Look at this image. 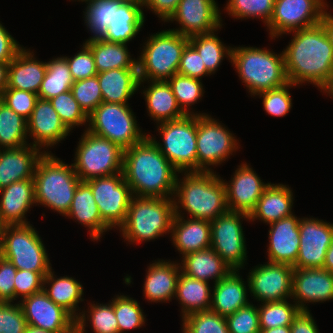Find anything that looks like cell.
<instances>
[{
  "mask_svg": "<svg viewBox=\"0 0 333 333\" xmlns=\"http://www.w3.org/2000/svg\"><path fill=\"white\" fill-rule=\"evenodd\" d=\"M293 33L283 51L288 82H307L322 89L333 73V45L324 26L320 22Z\"/></svg>",
  "mask_w": 333,
  "mask_h": 333,
  "instance_id": "cell-1",
  "label": "cell"
},
{
  "mask_svg": "<svg viewBox=\"0 0 333 333\" xmlns=\"http://www.w3.org/2000/svg\"><path fill=\"white\" fill-rule=\"evenodd\" d=\"M123 175L133 196L173 198L177 170L147 136L123 153Z\"/></svg>",
  "mask_w": 333,
  "mask_h": 333,
  "instance_id": "cell-2",
  "label": "cell"
},
{
  "mask_svg": "<svg viewBox=\"0 0 333 333\" xmlns=\"http://www.w3.org/2000/svg\"><path fill=\"white\" fill-rule=\"evenodd\" d=\"M174 198L175 215L183 208L192 219L212 221L228 211L223 179L214 171L184 172L180 181L177 175Z\"/></svg>",
  "mask_w": 333,
  "mask_h": 333,
  "instance_id": "cell-3",
  "label": "cell"
},
{
  "mask_svg": "<svg viewBox=\"0 0 333 333\" xmlns=\"http://www.w3.org/2000/svg\"><path fill=\"white\" fill-rule=\"evenodd\" d=\"M33 179L35 203L65 216L81 182L73 165L65 164L48 151L44 152L36 164Z\"/></svg>",
  "mask_w": 333,
  "mask_h": 333,
  "instance_id": "cell-4",
  "label": "cell"
},
{
  "mask_svg": "<svg viewBox=\"0 0 333 333\" xmlns=\"http://www.w3.org/2000/svg\"><path fill=\"white\" fill-rule=\"evenodd\" d=\"M230 61L251 96L288 83L283 51L240 46L232 48Z\"/></svg>",
  "mask_w": 333,
  "mask_h": 333,
  "instance_id": "cell-5",
  "label": "cell"
},
{
  "mask_svg": "<svg viewBox=\"0 0 333 333\" xmlns=\"http://www.w3.org/2000/svg\"><path fill=\"white\" fill-rule=\"evenodd\" d=\"M174 216L173 198L133 196L119 230L131 244L154 240L171 233Z\"/></svg>",
  "mask_w": 333,
  "mask_h": 333,
  "instance_id": "cell-6",
  "label": "cell"
},
{
  "mask_svg": "<svg viewBox=\"0 0 333 333\" xmlns=\"http://www.w3.org/2000/svg\"><path fill=\"white\" fill-rule=\"evenodd\" d=\"M188 44V37L171 29L148 37L137 59L139 88L144 81H167L177 74L182 53Z\"/></svg>",
  "mask_w": 333,
  "mask_h": 333,
  "instance_id": "cell-7",
  "label": "cell"
},
{
  "mask_svg": "<svg viewBox=\"0 0 333 333\" xmlns=\"http://www.w3.org/2000/svg\"><path fill=\"white\" fill-rule=\"evenodd\" d=\"M163 144L151 135L160 152L179 173L197 172V115H186L177 120L157 124Z\"/></svg>",
  "mask_w": 333,
  "mask_h": 333,
  "instance_id": "cell-8",
  "label": "cell"
},
{
  "mask_svg": "<svg viewBox=\"0 0 333 333\" xmlns=\"http://www.w3.org/2000/svg\"><path fill=\"white\" fill-rule=\"evenodd\" d=\"M128 105L102 102L88 115L86 130L123 150L142 142L148 135L137 126L136 116Z\"/></svg>",
  "mask_w": 333,
  "mask_h": 333,
  "instance_id": "cell-9",
  "label": "cell"
},
{
  "mask_svg": "<svg viewBox=\"0 0 333 333\" xmlns=\"http://www.w3.org/2000/svg\"><path fill=\"white\" fill-rule=\"evenodd\" d=\"M78 143L72 165L81 181L122 173L124 150L118 145L86 129Z\"/></svg>",
  "mask_w": 333,
  "mask_h": 333,
  "instance_id": "cell-10",
  "label": "cell"
},
{
  "mask_svg": "<svg viewBox=\"0 0 333 333\" xmlns=\"http://www.w3.org/2000/svg\"><path fill=\"white\" fill-rule=\"evenodd\" d=\"M0 255L18 270L49 272L52 268L43 241L32 224L5 225Z\"/></svg>",
  "mask_w": 333,
  "mask_h": 333,
  "instance_id": "cell-11",
  "label": "cell"
},
{
  "mask_svg": "<svg viewBox=\"0 0 333 333\" xmlns=\"http://www.w3.org/2000/svg\"><path fill=\"white\" fill-rule=\"evenodd\" d=\"M236 137L208 114L197 115V172L212 171L211 167L226 161L239 145Z\"/></svg>",
  "mask_w": 333,
  "mask_h": 333,
  "instance_id": "cell-12",
  "label": "cell"
},
{
  "mask_svg": "<svg viewBox=\"0 0 333 333\" xmlns=\"http://www.w3.org/2000/svg\"><path fill=\"white\" fill-rule=\"evenodd\" d=\"M242 218L249 221L248 214L228 210L210 221L211 248L232 270L242 269L247 259Z\"/></svg>",
  "mask_w": 333,
  "mask_h": 333,
  "instance_id": "cell-13",
  "label": "cell"
},
{
  "mask_svg": "<svg viewBox=\"0 0 333 333\" xmlns=\"http://www.w3.org/2000/svg\"><path fill=\"white\" fill-rule=\"evenodd\" d=\"M92 190L102 220L112 229L124 223L133 197L123 172L85 181Z\"/></svg>",
  "mask_w": 333,
  "mask_h": 333,
  "instance_id": "cell-14",
  "label": "cell"
},
{
  "mask_svg": "<svg viewBox=\"0 0 333 333\" xmlns=\"http://www.w3.org/2000/svg\"><path fill=\"white\" fill-rule=\"evenodd\" d=\"M326 3L324 0H275L272 16L266 25L270 37L278 38L320 23L328 9Z\"/></svg>",
  "mask_w": 333,
  "mask_h": 333,
  "instance_id": "cell-15",
  "label": "cell"
},
{
  "mask_svg": "<svg viewBox=\"0 0 333 333\" xmlns=\"http://www.w3.org/2000/svg\"><path fill=\"white\" fill-rule=\"evenodd\" d=\"M250 271L247 287L257 301L265 303L291 298L293 266L267 262Z\"/></svg>",
  "mask_w": 333,
  "mask_h": 333,
  "instance_id": "cell-16",
  "label": "cell"
},
{
  "mask_svg": "<svg viewBox=\"0 0 333 333\" xmlns=\"http://www.w3.org/2000/svg\"><path fill=\"white\" fill-rule=\"evenodd\" d=\"M300 246L294 269L323 268L333 241V223L315 218H300Z\"/></svg>",
  "mask_w": 333,
  "mask_h": 333,
  "instance_id": "cell-17",
  "label": "cell"
},
{
  "mask_svg": "<svg viewBox=\"0 0 333 333\" xmlns=\"http://www.w3.org/2000/svg\"><path fill=\"white\" fill-rule=\"evenodd\" d=\"M19 302L27 325L53 333H76V319L56 305L43 290Z\"/></svg>",
  "mask_w": 333,
  "mask_h": 333,
  "instance_id": "cell-18",
  "label": "cell"
},
{
  "mask_svg": "<svg viewBox=\"0 0 333 333\" xmlns=\"http://www.w3.org/2000/svg\"><path fill=\"white\" fill-rule=\"evenodd\" d=\"M220 15L215 0H180L175 13L167 22L176 21L180 28L171 30L189 38L221 29Z\"/></svg>",
  "mask_w": 333,
  "mask_h": 333,
  "instance_id": "cell-19",
  "label": "cell"
},
{
  "mask_svg": "<svg viewBox=\"0 0 333 333\" xmlns=\"http://www.w3.org/2000/svg\"><path fill=\"white\" fill-rule=\"evenodd\" d=\"M238 167L231 181H229L230 184L223 180L226 189L227 207L229 211L250 215L270 183L262 182L249 164L243 162Z\"/></svg>",
  "mask_w": 333,
  "mask_h": 333,
  "instance_id": "cell-20",
  "label": "cell"
},
{
  "mask_svg": "<svg viewBox=\"0 0 333 333\" xmlns=\"http://www.w3.org/2000/svg\"><path fill=\"white\" fill-rule=\"evenodd\" d=\"M291 298L301 311H308L306 303L333 300L331 272L323 268L294 269Z\"/></svg>",
  "mask_w": 333,
  "mask_h": 333,
  "instance_id": "cell-21",
  "label": "cell"
},
{
  "mask_svg": "<svg viewBox=\"0 0 333 333\" xmlns=\"http://www.w3.org/2000/svg\"><path fill=\"white\" fill-rule=\"evenodd\" d=\"M27 132L28 136L33 137L32 145L41 149L64 140L70 130L61 121L51 102L39 98L27 120Z\"/></svg>",
  "mask_w": 333,
  "mask_h": 333,
  "instance_id": "cell-22",
  "label": "cell"
},
{
  "mask_svg": "<svg viewBox=\"0 0 333 333\" xmlns=\"http://www.w3.org/2000/svg\"><path fill=\"white\" fill-rule=\"evenodd\" d=\"M299 221L292 214L269 224L268 262L295 264L300 246Z\"/></svg>",
  "mask_w": 333,
  "mask_h": 333,
  "instance_id": "cell-23",
  "label": "cell"
},
{
  "mask_svg": "<svg viewBox=\"0 0 333 333\" xmlns=\"http://www.w3.org/2000/svg\"><path fill=\"white\" fill-rule=\"evenodd\" d=\"M0 217L5 225H26L25 215L35 203L34 179H24L0 189Z\"/></svg>",
  "mask_w": 333,
  "mask_h": 333,
  "instance_id": "cell-24",
  "label": "cell"
},
{
  "mask_svg": "<svg viewBox=\"0 0 333 333\" xmlns=\"http://www.w3.org/2000/svg\"><path fill=\"white\" fill-rule=\"evenodd\" d=\"M27 144L20 148L2 149L0 153V189L11 183L34 177L36 164L46 152Z\"/></svg>",
  "mask_w": 333,
  "mask_h": 333,
  "instance_id": "cell-25",
  "label": "cell"
},
{
  "mask_svg": "<svg viewBox=\"0 0 333 333\" xmlns=\"http://www.w3.org/2000/svg\"><path fill=\"white\" fill-rule=\"evenodd\" d=\"M171 239L182 257L191 252H197L211 247V224L208 220L184 219L182 215H175Z\"/></svg>",
  "mask_w": 333,
  "mask_h": 333,
  "instance_id": "cell-26",
  "label": "cell"
},
{
  "mask_svg": "<svg viewBox=\"0 0 333 333\" xmlns=\"http://www.w3.org/2000/svg\"><path fill=\"white\" fill-rule=\"evenodd\" d=\"M144 282L145 299L151 302H169L175 297L178 278L180 276V263L169 260H155L147 267Z\"/></svg>",
  "mask_w": 333,
  "mask_h": 333,
  "instance_id": "cell-27",
  "label": "cell"
},
{
  "mask_svg": "<svg viewBox=\"0 0 333 333\" xmlns=\"http://www.w3.org/2000/svg\"><path fill=\"white\" fill-rule=\"evenodd\" d=\"M30 49L24 47L9 63L8 85L6 88L29 91L38 94L44 80L47 62L38 61Z\"/></svg>",
  "mask_w": 333,
  "mask_h": 333,
  "instance_id": "cell-28",
  "label": "cell"
},
{
  "mask_svg": "<svg viewBox=\"0 0 333 333\" xmlns=\"http://www.w3.org/2000/svg\"><path fill=\"white\" fill-rule=\"evenodd\" d=\"M243 280L239 270H232L214 284L210 310L226 318L238 309L249 305L247 285Z\"/></svg>",
  "mask_w": 333,
  "mask_h": 333,
  "instance_id": "cell-29",
  "label": "cell"
},
{
  "mask_svg": "<svg viewBox=\"0 0 333 333\" xmlns=\"http://www.w3.org/2000/svg\"><path fill=\"white\" fill-rule=\"evenodd\" d=\"M88 227L90 237L99 240L111 228L102 220L91 187L81 181L75 190L69 211L65 215Z\"/></svg>",
  "mask_w": 333,
  "mask_h": 333,
  "instance_id": "cell-30",
  "label": "cell"
},
{
  "mask_svg": "<svg viewBox=\"0 0 333 333\" xmlns=\"http://www.w3.org/2000/svg\"><path fill=\"white\" fill-rule=\"evenodd\" d=\"M288 185L271 184L264 190L249 221L261 220L270 224L292 215L293 192Z\"/></svg>",
  "mask_w": 333,
  "mask_h": 333,
  "instance_id": "cell-31",
  "label": "cell"
},
{
  "mask_svg": "<svg viewBox=\"0 0 333 333\" xmlns=\"http://www.w3.org/2000/svg\"><path fill=\"white\" fill-rule=\"evenodd\" d=\"M142 7V1L121 3L102 39L122 44L130 42L144 25L145 15Z\"/></svg>",
  "mask_w": 333,
  "mask_h": 333,
  "instance_id": "cell-32",
  "label": "cell"
},
{
  "mask_svg": "<svg viewBox=\"0 0 333 333\" xmlns=\"http://www.w3.org/2000/svg\"><path fill=\"white\" fill-rule=\"evenodd\" d=\"M181 264L183 274L208 283L214 279V284L232 271L211 247L186 254Z\"/></svg>",
  "mask_w": 333,
  "mask_h": 333,
  "instance_id": "cell-33",
  "label": "cell"
},
{
  "mask_svg": "<svg viewBox=\"0 0 333 333\" xmlns=\"http://www.w3.org/2000/svg\"><path fill=\"white\" fill-rule=\"evenodd\" d=\"M103 102L128 104L139 89L138 69H113L97 74Z\"/></svg>",
  "mask_w": 333,
  "mask_h": 333,
  "instance_id": "cell-34",
  "label": "cell"
},
{
  "mask_svg": "<svg viewBox=\"0 0 333 333\" xmlns=\"http://www.w3.org/2000/svg\"><path fill=\"white\" fill-rule=\"evenodd\" d=\"M143 90L149 116L158 124L186 116L167 81H150Z\"/></svg>",
  "mask_w": 333,
  "mask_h": 333,
  "instance_id": "cell-35",
  "label": "cell"
},
{
  "mask_svg": "<svg viewBox=\"0 0 333 333\" xmlns=\"http://www.w3.org/2000/svg\"><path fill=\"white\" fill-rule=\"evenodd\" d=\"M52 268L44 277L43 291L56 304L68 311L75 319L80 316L78 304L82 302L83 287L74 277H55ZM50 287L47 289L46 285ZM78 308V309H77Z\"/></svg>",
  "mask_w": 333,
  "mask_h": 333,
  "instance_id": "cell-36",
  "label": "cell"
},
{
  "mask_svg": "<svg viewBox=\"0 0 333 333\" xmlns=\"http://www.w3.org/2000/svg\"><path fill=\"white\" fill-rule=\"evenodd\" d=\"M85 44L93 53L98 73L113 69H138L137 60L130 56L127 44L103 39L86 40Z\"/></svg>",
  "mask_w": 333,
  "mask_h": 333,
  "instance_id": "cell-37",
  "label": "cell"
},
{
  "mask_svg": "<svg viewBox=\"0 0 333 333\" xmlns=\"http://www.w3.org/2000/svg\"><path fill=\"white\" fill-rule=\"evenodd\" d=\"M208 282L192 278L180 272L175 297L181 304L182 319L197 311L210 310L212 290Z\"/></svg>",
  "mask_w": 333,
  "mask_h": 333,
  "instance_id": "cell-38",
  "label": "cell"
},
{
  "mask_svg": "<svg viewBox=\"0 0 333 333\" xmlns=\"http://www.w3.org/2000/svg\"><path fill=\"white\" fill-rule=\"evenodd\" d=\"M74 83L66 59L62 56L47 62L44 80L38 91V97L44 100L58 96L60 93L71 90Z\"/></svg>",
  "mask_w": 333,
  "mask_h": 333,
  "instance_id": "cell-39",
  "label": "cell"
},
{
  "mask_svg": "<svg viewBox=\"0 0 333 333\" xmlns=\"http://www.w3.org/2000/svg\"><path fill=\"white\" fill-rule=\"evenodd\" d=\"M216 31L189 37V44L197 51L206 70L214 74L224 57L231 59L232 47H227L218 38Z\"/></svg>",
  "mask_w": 333,
  "mask_h": 333,
  "instance_id": "cell-40",
  "label": "cell"
},
{
  "mask_svg": "<svg viewBox=\"0 0 333 333\" xmlns=\"http://www.w3.org/2000/svg\"><path fill=\"white\" fill-rule=\"evenodd\" d=\"M27 120L0 103V148H20L28 144Z\"/></svg>",
  "mask_w": 333,
  "mask_h": 333,
  "instance_id": "cell-41",
  "label": "cell"
},
{
  "mask_svg": "<svg viewBox=\"0 0 333 333\" xmlns=\"http://www.w3.org/2000/svg\"><path fill=\"white\" fill-rule=\"evenodd\" d=\"M85 2L84 17L87 28L93 36L87 40L102 39L107 33V28L112 22L115 11H117L121 2L111 0H78Z\"/></svg>",
  "mask_w": 333,
  "mask_h": 333,
  "instance_id": "cell-42",
  "label": "cell"
},
{
  "mask_svg": "<svg viewBox=\"0 0 333 333\" xmlns=\"http://www.w3.org/2000/svg\"><path fill=\"white\" fill-rule=\"evenodd\" d=\"M87 311L79 312L76 319V333H85L86 319L90 322L94 333H119L118 321L113 307V300L108 304H91ZM87 316H86V315Z\"/></svg>",
  "mask_w": 333,
  "mask_h": 333,
  "instance_id": "cell-43",
  "label": "cell"
},
{
  "mask_svg": "<svg viewBox=\"0 0 333 333\" xmlns=\"http://www.w3.org/2000/svg\"><path fill=\"white\" fill-rule=\"evenodd\" d=\"M179 106L186 115H206V113H194L189 106L194 105L204 94L203 84L200 79L191 78L181 74H175L167 80ZM189 107V108H188Z\"/></svg>",
  "mask_w": 333,
  "mask_h": 333,
  "instance_id": "cell-44",
  "label": "cell"
},
{
  "mask_svg": "<svg viewBox=\"0 0 333 333\" xmlns=\"http://www.w3.org/2000/svg\"><path fill=\"white\" fill-rule=\"evenodd\" d=\"M258 306L260 329L290 326L301 311L288 300L265 302Z\"/></svg>",
  "mask_w": 333,
  "mask_h": 333,
  "instance_id": "cell-45",
  "label": "cell"
},
{
  "mask_svg": "<svg viewBox=\"0 0 333 333\" xmlns=\"http://www.w3.org/2000/svg\"><path fill=\"white\" fill-rule=\"evenodd\" d=\"M113 299V307L118 321L119 333L124 331L139 329L145 324V315L138 301L126 296L117 295Z\"/></svg>",
  "mask_w": 333,
  "mask_h": 333,
  "instance_id": "cell-46",
  "label": "cell"
},
{
  "mask_svg": "<svg viewBox=\"0 0 333 333\" xmlns=\"http://www.w3.org/2000/svg\"><path fill=\"white\" fill-rule=\"evenodd\" d=\"M182 322V333H230L226 318L211 310L191 313Z\"/></svg>",
  "mask_w": 333,
  "mask_h": 333,
  "instance_id": "cell-47",
  "label": "cell"
},
{
  "mask_svg": "<svg viewBox=\"0 0 333 333\" xmlns=\"http://www.w3.org/2000/svg\"><path fill=\"white\" fill-rule=\"evenodd\" d=\"M275 0H229L226 4L228 15L238 18H261L265 25L273 13Z\"/></svg>",
  "mask_w": 333,
  "mask_h": 333,
  "instance_id": "cell-48",
  "label": "cell"
},
{
  "mask_svg": "<svg viewBox=\"0 0 333 333\" xmlns=\"http://www.w3.org/2000/svg\"><path fill=\"white\" fill-rule=\"evenodd\" d=\"M60 116L61 121L71 131L75 126L85 125L88 122V115L83 111L78 102L74 99L71 90L60 93L49 100Z\"/></svg>",
  "mask_w": 333,
  "mask_h": 333,
  "instance_id": "cell-49",
  "label": "cell"
},
{
  "mask_svg": "<svg viewBox=\"0 0 333 333\" xmlns=\"http://www.w3.org/2000/svg\"><path fill=\"white\" fill-rule=\"evenodd\" d=\"M71 91L74 99L87 115L103 102L97 75L75 81L71 87Z\"/></svg>",
  "mask_w": 333,
  "mask_h": 333,
  "instance_id": "cell-50",
  "label": "cell"
},
{
  "mask_svg": "<svg viewBox=\"0 0 333 333\" xmlns=\"http://www.w3.org/2000/svg\"><path fill=\"white\" fill-rule=\"evenodd\" d=\"M295 86V84L288 82L281 87L257 94L263 98L264 110L269 115L275 117L286 116L292 108V98L289 88Z\"/></svg>",
  "mask_w": 333,
  "mask_h": 333,
  "instance_id": "cell-51",
  "label": "cell"
},
{
  "mask_svg": "<svg viewBox=\"0 0 333 333\" xmlns=\"http://www.w3.org/2000/svg\"><path fill=\"white\" fill-rule=\"evenodd\" d=\"M230 333H259L260 322L258 307L249 304L226 317Z\"/></svg>",
  "mask_w": 333,
  "mask_h": 333,
  "instance_id": "cell-52",
  "label": "cell"
},
{
  "mask_svg": "<svg viewBox=\"0 0 333 333\" xmlns=\"http://www.w3.org/2000/svg\"><path fill=\"white\" fill-rule=\"evenodd\" d=\"M1 96L4 104L26 120L30 118L39 99L36 93L15 88H5Z\"/></svg>",
  "mask_w": 333,
  "mask_h": 333,
  "instance_id": "cell-53",
  "label": "cell"
},
{
  "mask_svg": "<svg viewBox=\"0 0 333 333\" xmlns=\"http://www.w3.org/2000/svg\"><path fill=\"white\" fill-rule=\"evenodd\" d=\"M26 327L20 303L0 301V333H24Z\"/></svg>",
  "mask_w": 333,
  "mask_h": 333,
  "instance_id": "cell-54",
  "label": "cell"
},
{
  "mask_svg": "<svg viewBox=\"0 0 333 333\" xmlns=\"http://www.w3.org/2000/svg\"><path fill=\"white\" fill-rule=\"evenodd\" d=\"M63 57L68 63L74 82L87 79L98 74L93 53L85 43H83L81 51L74 55V57Z\"/></svg>",
  "mask_w": 333,
  "mask_h": 333,
  "instance_id": "cell-55",
  "label": "cell"
},
{
  "mask_svg": "<svg viewBox=\"0 0 333 333\" xmlns=\"http://www.w3.org/2000/svg\"><path fill=\"white\" fill-rule=\"evenodd\" d=\"M49 272H33L30 270H18L14 282V301L39 293L43 290L44 277Z\"/></svg>",
  "mask_w": 333,
  "mask_h": 333,
  "instance_id": "cell-56",
  "label": "cell"
},
{
  "mask_svg": "<svg viewBox=\"0 0 333 333\" xmlns=\"http://www.w3.org/2000/svg\"><path fill=\"white\" fill-rule=\"evenodd\" d=\"M178 74L189 76L191 78H197L200 80L202 76L211 75L206 70L203 61L201 60V56H199L197 51L190 44L185 47L182 53L178 67Z\"/></svg>",
  "mask_w": 333,
  "mask_h": 333,
  "instance_id": "cell-57",
  "label": "cell"
},
{
  "mask_svg": "<svg viewBox=\"0 0 333 333\" xmlns=\"http://www.w3.org/2000/svg\"><path fill=\"white\" fill-rule=\"evenodd\" d=\"M17 268L0 255V301H14V282Z\"/></svg>",
  "mask_w": 333,
  "mask_h": 333,
  "instance_id": "cell-58",
  "label": "cell"
},
{
  "mask_svg": "<svg viewBox=\"0 0 333 333\" xmlns=\"http://www.w3.org/2000/svg\"><path fill=\"white\" fill-rule=\"evenodd\" d=\"M22 48L0 23V63H10Z\"/></svg>",
  "mask_w": 333,
  "mask_h": 333,
  "instance_id": "cell-59",
  "label": "cell"
},
{
  "mask_svg": "<svg viewBox=\"0 0 333 333\" xmlns=\"http://www.w3.org/2000/svg\"><path fill=\"white\" fill-rule=\"evenodd\" d=\"M180 0H142L143 6L158 15L162 21H168L175 13Z\"/></svg>",
  "mask_w": 333,
  "mask_h": 333,
  "instance_id": "cell-60",
  "label": "cell"
},
{
  "mask_svg": "<svg viewBox=\"0 0 333 333\" xmlns=\"http://www.w3.org/2000/svg\"><path fill=\"white\" fill-rule=\"evenodd\" d=\"M309 311L299 312L290 325L291 333H319L317 324Z\"/></svg>",
  "mask_w": 333,
  "mask_h": 333,
  "instance_id": "cell-61",
  "label": "cell"
},
{
  "mask_svg": "<svg viewBox=\"0 0 333 333\" xmlns=\"http://www.w3.org/2000/svg\"><path fill=\"white\" fill-rule=\"evenodd\" d=\"M321 23L330 38L331 44L333 45V15L326 11L323 15Z\"/></svg>",
  "mask_w": 333,
  "mask_h": 333,
  "instance_id": "cell-62",
  "label": "cell"
},
{
  "mask_svg": "<svg viewBox=\"0 0 333 333\" xmlns=\"http://www.w3.org/2000/svg\"><path fill=\"white\" fill-rule=\"evenodd\" d=\"M8 67L9 63H0V94L8 85Z\"/></svg>",
  "mask_w": 333,
  "mask_h": 333,
  "instance_id": "cell-63",
  "label": "cell"
},
{
  "mask_svg": "<svg viewBox=\"0 0 333 333\" xmlns=\"http://www.w3.org/2000/svg\"><path fill=\"white\" fill-rule=\"evenodd\" d=\"M323 269H326L327 271L330 272L333 270V241L326 252Z\"/></svg>",
  "mask_w": 333,
  "mask_h": 333,
  "instance_id": "cell-64",
  "label": "cell"
},
{
  "mask_svg": "<svg viewBox=\"0 0 333 333\" xmlns=\"http://www.w3.org/2000/svg\"><path fill=\"white\" fill-rule=\"evenodd\" d=\"M259 333H291L290 326H279L270 329H261Z\"/></svg>",
  "mask_w": 333,
  "mask_h": 333,
  "instance_id": "cell-65",
  "label": "cell"
},
{
  "mask_svg": "<svg viewBox=\"0 0 333 333\" xmlns=\"http://www.w3.org/2000/svg\"><path fill=\"white\" fill-rule=\"evenodd\" d=\"M327 93V95L329 94V96L331 95V97L333 98V73L330 75L328 81L326 82L325 86L321 89Z\"/></svg>",
  "mask_w": 333,
  "mask_h": 333,
  "instance_id": "cell-66",
  "label": "cell"
},
{
  "mask_svg": "<svg viewBox=\"0 0 333 333\" xmlns=\"http://www.w3.org/2000/svg\"><path fill=\"white\" fill-rule=\"evenodd\" d=\"M24 333H53V332L43 330V329H39V328H35L33 326L27 325V327L25 328Z\"/></svg>",
  "mask_w": 333,
  "mask_h": 333,
  "instance_id": "cell-67",
  "label": "cell"
},
{
  "mask_svg": "<svg viewBox=\"0 0 333 333\" xmlns=\"http://www.w3.org/2000/svg\"><path fill=\"white\" fill-rule=\"evenodd\" d=\"M4 227H5V224L2 222L1 217H0V243H1L2 234L4 231Z\"/></svg>",
  "mask_w": 333,
  "mask_h": 333,
  "instance_id": "cell-68",
  "label": "cell"
},
{
  "mask_svg": "<svg viewBox=\"0 0 333 333\" xmlns=\"http://www.w3.org/2000/svg\"><path fill=\"white\" fill-rule=\"evenodd\" d=\"M111 1L124 3V2H129V1H142V0H111Z\"/></svg>",
  "mask_w": 333,
  "mask_h": 333,
  "instance_id": "cell-69",
  "label": "cell"
}]
</instances>
